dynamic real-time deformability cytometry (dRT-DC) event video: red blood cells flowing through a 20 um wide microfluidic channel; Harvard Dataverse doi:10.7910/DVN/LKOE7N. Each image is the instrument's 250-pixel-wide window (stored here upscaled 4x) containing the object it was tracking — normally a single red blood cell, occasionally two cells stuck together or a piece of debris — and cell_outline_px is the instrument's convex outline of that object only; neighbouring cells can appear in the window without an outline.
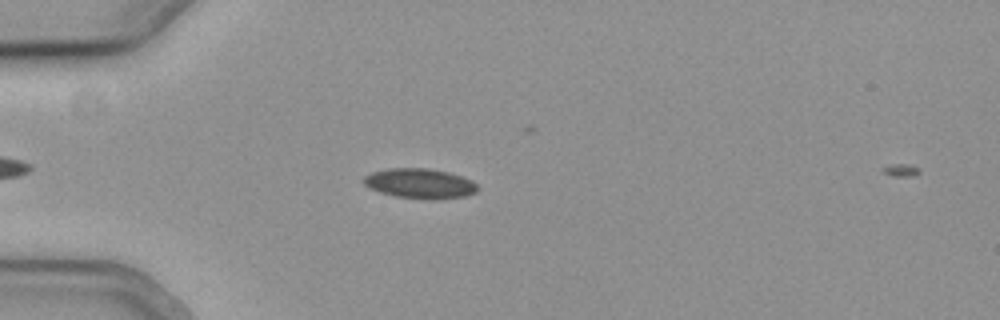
{"species": "common noctule bat (a hibernating species)", "species_latin": "Nyctalus noctula", "temperature_condition": "cold", "stored_images_in_passage": 8, "camera_frame_rate_fps": 3000, "um_per_image_px": 0.085, "animal": {"sex": "female", "body_mass_g": 19.3, "forearm_length_mm": 54.1}, "frame": {"image": 1, "passage_image": 7, "time_ms": 2.0, "image_size_px": [1000, 320], "cell_outline_px": [[480, 188], [476, 192], [464, 196], [436, 200], [396, 196], [380, 192], [368, 188], [360, 180], [364, 176], [372, 172], [388, 168], [428, 168], [448, 172], [472, 180]], "centroid_in_image_um": [35.67, 15.59], "position_along_channel_um": 49.3, "area_um2": 20.0}}